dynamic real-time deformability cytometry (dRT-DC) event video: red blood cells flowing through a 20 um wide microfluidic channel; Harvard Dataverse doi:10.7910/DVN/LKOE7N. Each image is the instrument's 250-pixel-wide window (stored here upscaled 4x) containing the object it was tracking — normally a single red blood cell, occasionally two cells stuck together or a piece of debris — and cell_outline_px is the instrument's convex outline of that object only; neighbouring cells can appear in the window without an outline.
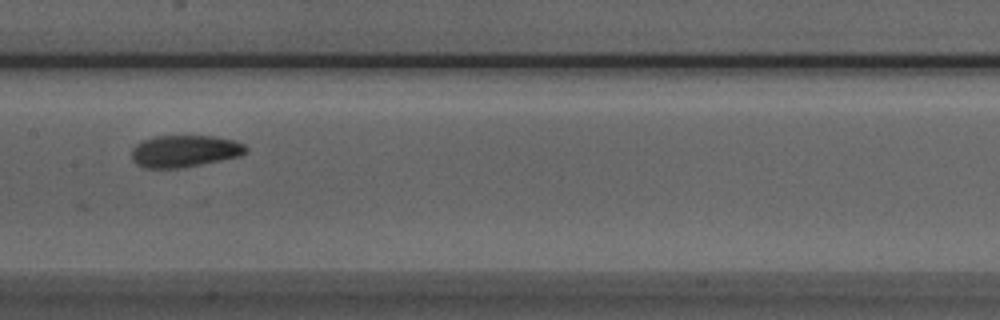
{"species": "Egyptian fruit bat (a non-hibernating species)", "species_latin": "Rousettus aegyptiacus", "temperature_condition": "room temperature", "stored_images_in_passage": 32, "camera_frame_rate_fps": 3000, "um_per_image_px": 0.085, "animal": {"sex": "male"}, "frame": {"image": 1, "passage_image": 16, "time_ms": 5.0, "image_size_px": [1000, 320], "cell_outline_px": [[248, 152], [240, 156], [200, 164], [176, 168], [144, 168], [136, 164], [132, 160], [132, 148], [136, 144], [144, 140], [156, 136], [212, 136], [236, 140], [244, 144], [248, 148]], "centroid_in_image_um": [15.7, 12.84], "position_along_channel_um": 191.7, "area_um2": 21.27}}
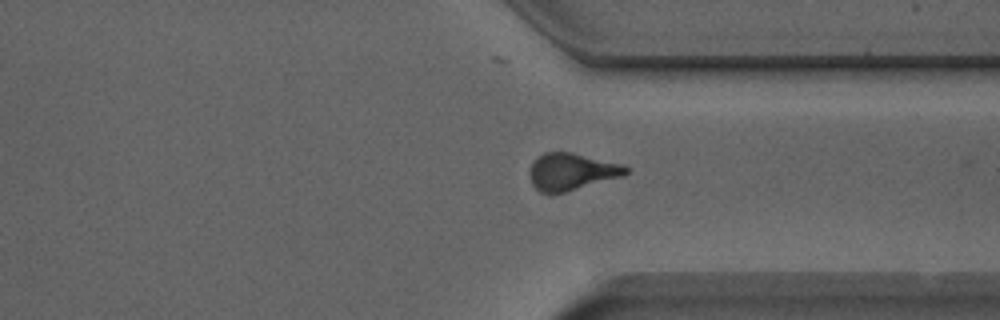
{"frame": {"image": 2, "passage_image": 32, "time_ms": 10.333, "image_size_px": [1000, 320], "cell_outline_px": [[628, 172], [624, 176], [564, 192], [540, 192], [532, 184], [528, 172], [532, 164], [544, 152], [572, 152], [624, 164], [628, 168]], "centroid_in_image_um": [48.61, 14.58], "position_along_channel_um": 362.8, "area_um2": 20.63}}